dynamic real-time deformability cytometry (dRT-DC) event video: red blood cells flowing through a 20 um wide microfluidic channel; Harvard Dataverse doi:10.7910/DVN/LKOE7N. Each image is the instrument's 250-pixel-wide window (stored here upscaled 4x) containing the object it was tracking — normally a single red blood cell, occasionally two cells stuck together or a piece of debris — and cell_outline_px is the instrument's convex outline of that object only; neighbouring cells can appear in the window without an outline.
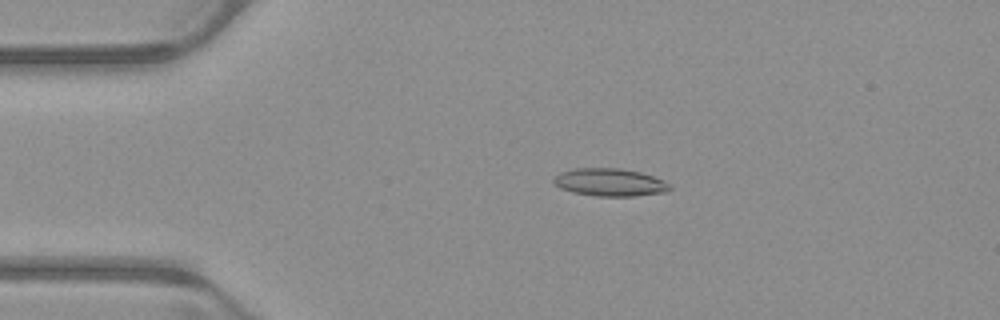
{"species": "common noctule bat (a hibernating species)", "species_latin": "Nyctalus noctula", "temperature_condition": "warm", "stored_images_in_passage": 51, "camera_frame_rate_fps": 3000, "um_per_image_px": 0.085, "animal": {"sex": "male", "body_mass_g": 23.1, "forearm_length_mm": 52.7}, "frame": {"image": 1, "passage_image": 10, "time_ms": 3.0, "image_size_px": [1000, 320], "cell_outline_px": [[672, 188], [668, 192], [636, 196], [596, 196], [572, 192], [560, 188], [552, 180], [560, 172], [572, 168], [620, 168], [640, 172], [664, 180]], "centroid_in_image_um": [51.85, 15.5], "position_along_channel_um": 33.2, "area_um2": 18.84}}
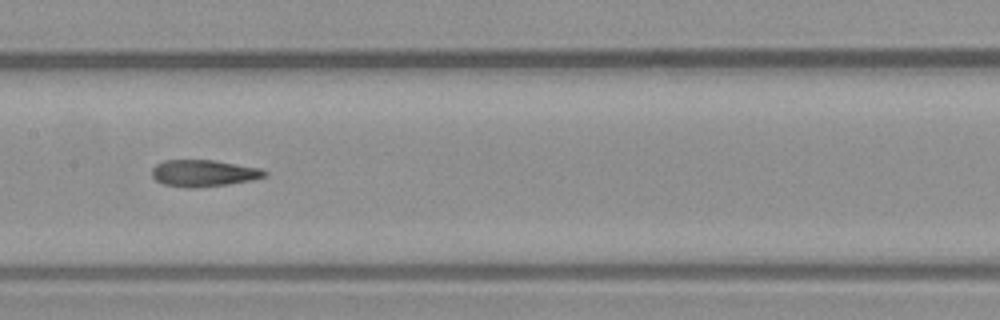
{"frame": {"image": 2, "passage_image": 25, "time_ms": 8.0, "image_size_px": [1000, 320], "cell_outline_px": [[268, 176], [252, 180], [228, 184], [196, 188], [188, 188], [164, 184], [156, 180], [152, 176], [152, 168], [156, 164], [164, 160], [212, 160], [260, 168], [268, 172]], "centroid_in_image_um": [17.32, 14.72], "position_along_channel_um": 190.1, "area_um2": 17.57}}
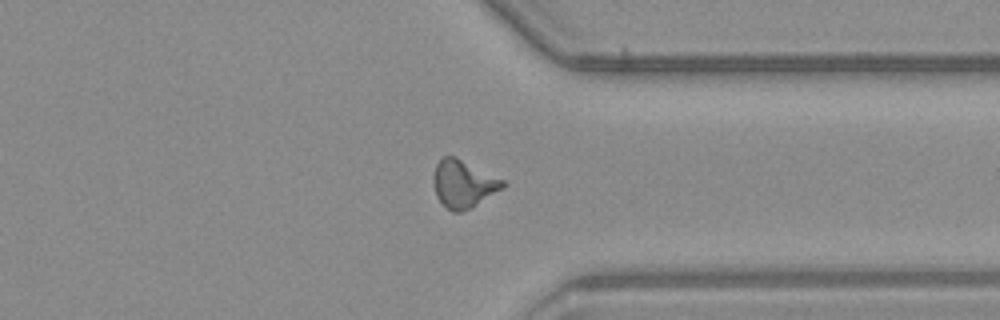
{"frame": {"image": 3, "passage_image": 39, "time_ms": 12.667, "image_size_px": [1000, 320], "cell_outline_px": [[508, 184], [504, 188], [472, 208], [460, 212], [452, 212], [436, 196], [432, 184], [432, 176], [436, 164], [444, 156], [452, 156], [504, 180]], "centroid_in_image_um": [39.38, 15.66], "position_along_channel_um": 372.0, "area_um2": 19.13}, "authors_computed_cell_mechanics": {"area_um2": 17.8602, "velocity_mm_per_s": 3.9659, "shape_relaxation_time_tau1_ms": null, "shape_relaxation_time_tau2_ms": 3.6349, "deformation_change_tau1": null, "deformation_change_tau2": 0.0945}}